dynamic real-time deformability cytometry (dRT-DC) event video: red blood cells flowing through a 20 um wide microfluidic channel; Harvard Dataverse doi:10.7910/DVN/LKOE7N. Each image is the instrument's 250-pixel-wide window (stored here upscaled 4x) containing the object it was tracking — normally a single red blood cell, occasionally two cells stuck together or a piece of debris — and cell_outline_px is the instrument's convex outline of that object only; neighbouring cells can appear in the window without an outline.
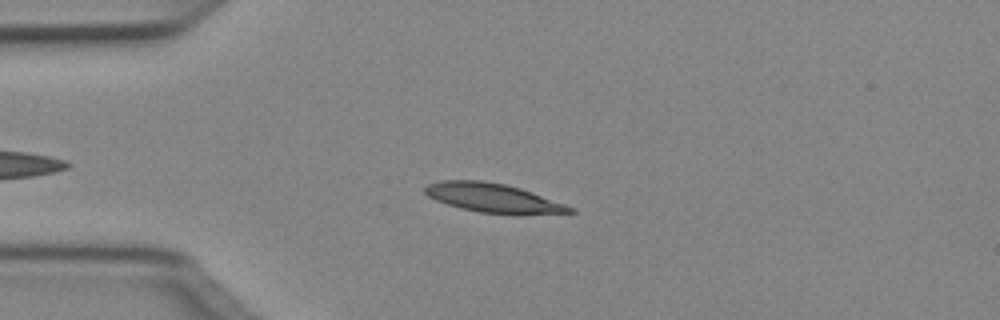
{"species": "Egyptian fruit bat (a non-hibernating species)", "species_latin": "Rousettus aegyptiacus", "temperature_condition": "cold", "stored_images_in_passage": 42, "camera_frame_rate_fps": 3000, "um_per_image_px": 0.085, "animal": {"sex": "female"}, "frame": {"image": 1, "passage_image": 8, "time_ms": 2.333, "image_size_px": [1000, 320], "cell_outline_px": [[576, 212], [520, 216], [512, 216], [480, 212], [460, 208], [436, 200], [428, 196], [424, 192], [424, 188], [428, 184], [440, 180], [484, 180], [504, 184], [520, 188], [576, 208]], "centroid_in_image_um": [41.97, 16.85], "position_along_channel_um": 43.0, "area_um2": 25.03}}
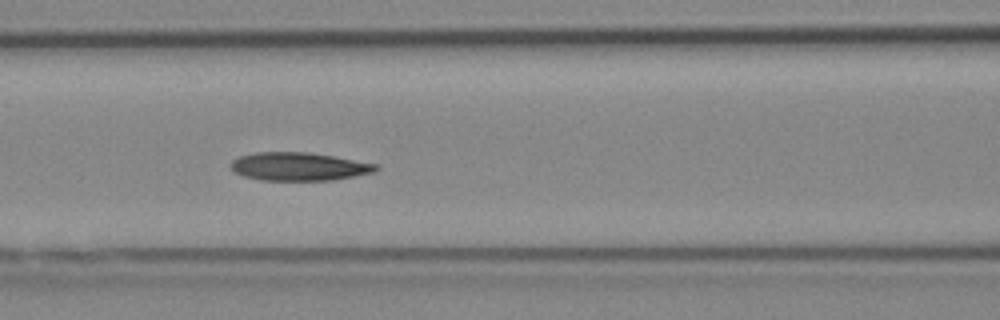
{"frame": {"image": 2, "passage_image": 17, "time_ms": 5.333, "image_size_px": [1000, 320], "cell_outline_px": [[380, 168], [372, 172], [332, 180], [260, 180], [244, 176], [236, 172], [228, 164], [232, 160], [240, 156], [256, 152], [308, 152], [332, 156], [376, 164]], "centroid_in_image_um": [25.36, 14.15], "position_along_channel_um": 141.2, "area_um2": 23.58}}
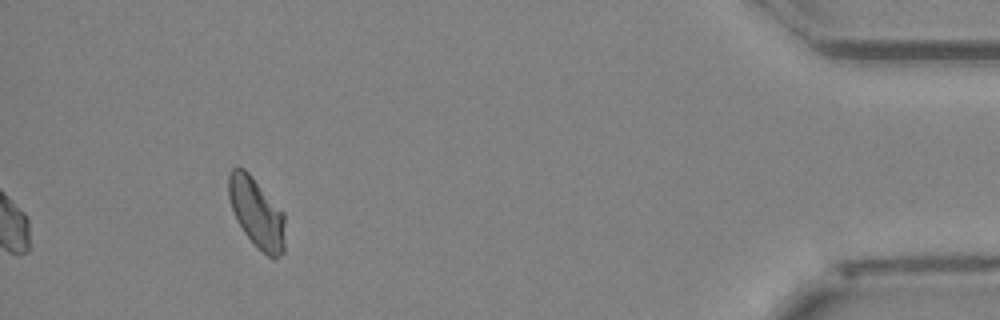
{"frame": {"image": 3, "passage_image": 42, "time_ms": 13.667, "image_size_px": [1000, 320], "cell_outline_px": [[284, 252], [276, 260], [272, 260], [244, 232], [236, 220], [228, 196], [228, 172], [232, 168], [244, 168], [252, 176], [284, 212]], "centroid_in_image_um": [21.82, 18.08], "position_along_channel_um": 413.4, "area_um2": 22.89}, "authors_computed_cell_mechanics": {"area_um2": 23.409, "velocity_mm_per_s": 4.0297, "shape_relaxation_time_tau1_ms": 2.6098, "shape_relaxation_time_tau2_ms": null, "deformation_change_tau1": 0.1311, "deformation_change_tau2": null}}